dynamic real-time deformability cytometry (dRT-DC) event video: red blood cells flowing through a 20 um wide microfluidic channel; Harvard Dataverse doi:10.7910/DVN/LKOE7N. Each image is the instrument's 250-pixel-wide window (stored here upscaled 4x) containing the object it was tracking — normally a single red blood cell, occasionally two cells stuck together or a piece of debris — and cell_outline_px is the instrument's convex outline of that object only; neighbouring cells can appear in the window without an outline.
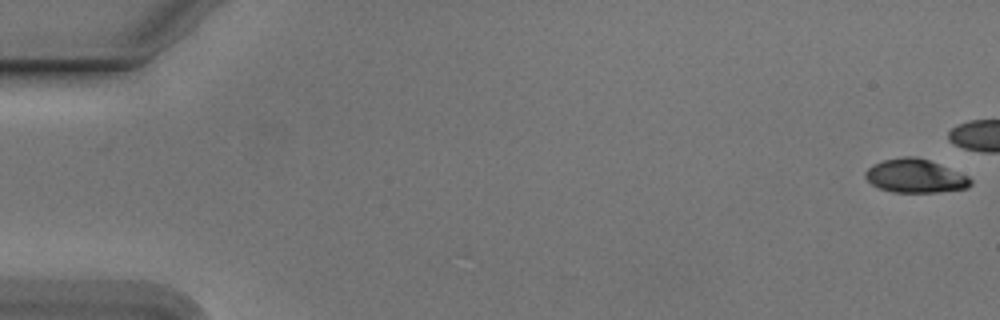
{"species": "Egyptian fruit bat (a non-hibernating species)", "species_latin": "Rousettus aegyptiacus", "temperature_condition": "cold", "stored_images_in_passage": 10, "camera_frame_rate_fps": 3000, "um_per_image_px": 0.085, "animal": {"sex": "male"}, "frame": {"image": 1, "passage_image": 1, "time_ms": 0.0, "image_size_px": [1000, 320], "cell_outline_px": [[972, 184], [968, 188], [936, 192], [892, 192], [880, 188], [872, 184], [864, 176], [864, 172], [872, 164], [884, 160], [904, 156], [916, 156], [928, 160], [968, 176], [972, 180]], "centroid_in_image_um": [77.78, 14.96], "position_along_channel_um": 7.2, "area_um2": 20.46}}